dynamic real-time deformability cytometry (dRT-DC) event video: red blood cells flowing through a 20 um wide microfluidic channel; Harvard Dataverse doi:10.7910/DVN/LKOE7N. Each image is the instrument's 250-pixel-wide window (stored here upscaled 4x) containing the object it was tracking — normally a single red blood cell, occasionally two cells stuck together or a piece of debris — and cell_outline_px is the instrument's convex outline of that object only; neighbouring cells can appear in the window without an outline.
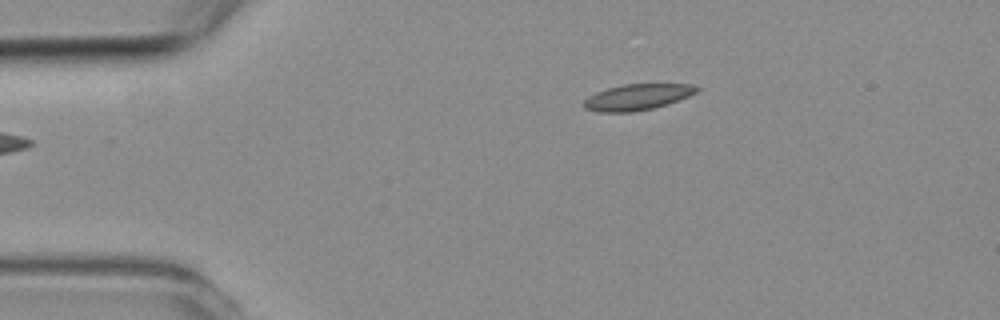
{"species": "common noctule bat (a hibernating species)", "species_latin": "Nyctalus noctula", "temperature_condition": "room temperature", "stored_images_in_passage": 2, "camera_frame_rate_fps": 3000, "um_per_image_px": 0.085, "animal": {"sex": "female", "body_mass_g": 19.3, "forearm_length_mm": 54.1}, "frame": {"image": 1, "passage_image": 2, "time_ms": 1.333, "image_size_px": [1000, 320], "cell_outline_px": [[700, 88], [696, 92], [688, 96], [668, 104], [652, 108], [632, 112], [596, 112], [584, 108], [584, 100], [596, 92], [608, 88], [624, 84], [692, 84]], "centroid_in_image_um": [54.17, 8.25], "position_along_channel_um": 30.8, "area_um2": 16.99}}